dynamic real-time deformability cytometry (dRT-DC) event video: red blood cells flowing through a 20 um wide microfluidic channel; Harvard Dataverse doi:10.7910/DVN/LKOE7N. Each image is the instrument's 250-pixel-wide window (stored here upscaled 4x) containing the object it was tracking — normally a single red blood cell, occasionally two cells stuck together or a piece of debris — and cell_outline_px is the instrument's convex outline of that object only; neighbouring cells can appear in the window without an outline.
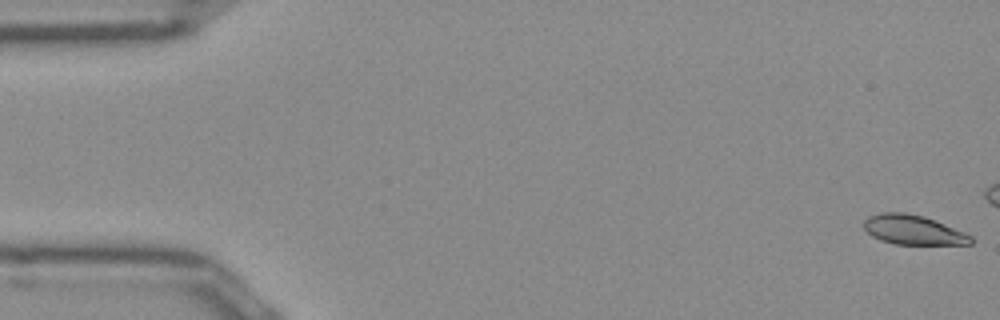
{"species": "Egyptian fruit bat (a non-hibernating species)", "species_latin": "Rousettus aegyptiacus", "temperature_condition": "room temperature", "stored_images_in_passage": 14, "camera_frame_rate_fps": 3000, "um_per_image_px": 0.085, "frame": {"image": 1, "passage_image": 1, "time_ms": 0.0, "image_size_px": [1000, 320], "cell_outline_px": [[972, 244], [896, 244], [880, 240], [872, 236], [864, 228], [864, 220], [868, 216], [880, 212], [904, 212], [924, 216], [964, 232], [972, 236]], "centroid_in_image_um": [77.59, 19.53], "position_along_channel_um": 7.4, "area_um2": 18.32}}